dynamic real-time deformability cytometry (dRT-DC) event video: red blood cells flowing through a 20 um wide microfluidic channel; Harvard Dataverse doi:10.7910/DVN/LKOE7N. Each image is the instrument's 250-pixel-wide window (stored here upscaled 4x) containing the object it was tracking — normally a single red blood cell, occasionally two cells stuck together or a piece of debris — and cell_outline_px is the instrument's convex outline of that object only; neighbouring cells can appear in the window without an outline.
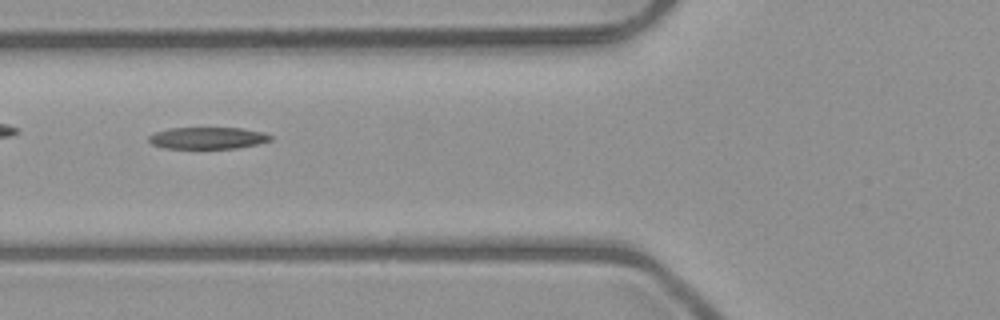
{"species": "common noctule bat (a hibernating species)", "species_latin": "Nyctalus noctula", "temperature_condition": "room temperature", "stored_images_in_passage": 44, "camera_frame_rate_fps": 3000, "um_per_image_px": 0.085, "animal": {"sex": "male", "body_mass_g": 23.1, "forearm_length_mm": 52.7}, "frame": {"image": 1, "passage_image": 13, "time_ms": 4.0, "image_size_px": [1000, 320], "cell_outline_px": [[272, 140], [256, 144], [236, 148], [164, 148], [152, 144], [148, 140], [148, 136], [156, 132], [172, 128], [244, 128], [264, 132], [272, 136]], "centroid_in_image_um": [17.67, 11.73], "position_along_channel_um": 108.1, "area_um2": 15.37}}
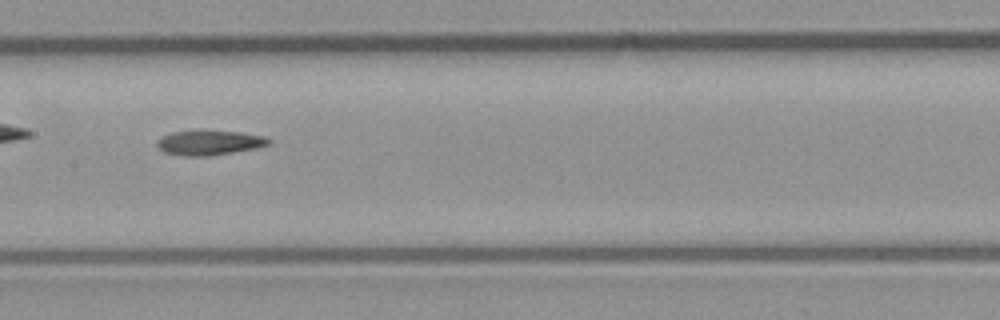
{"frame": {"image": 2, "passage_image": 19, "time_ms": 6.0, "image_size_px": [1000, 320], "cell_outline_px": [[272, 140], [268, 144], [256, 148], [208, 156], [184, 156], [164, 152], [156, 144], [156, 140], [172, 132], [204, 128], [240, 132], [264, 136]], "centroid_in_image_um": [17.78, 12.09], "position_along_channel_um": 189.6, "area_um2": 16.53}}